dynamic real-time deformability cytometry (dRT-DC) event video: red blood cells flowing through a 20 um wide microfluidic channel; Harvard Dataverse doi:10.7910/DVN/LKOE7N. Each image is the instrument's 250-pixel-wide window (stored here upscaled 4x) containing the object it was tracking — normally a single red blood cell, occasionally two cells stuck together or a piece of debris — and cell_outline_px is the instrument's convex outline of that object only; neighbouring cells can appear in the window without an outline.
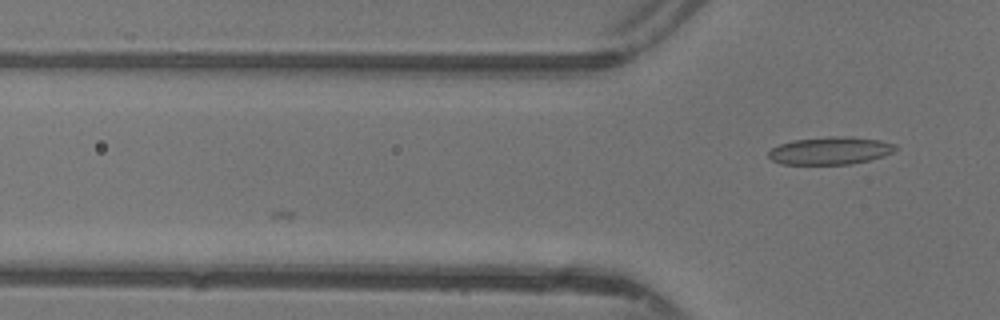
{"species": "common noctule bat (a hibernating species)", "species_latin": "Nyctalus noctula", "temperature_condition": "warm", "stored_images_in_passage": 15, "camera_frame_rate_fps": 3000, "um_per_image_px": 0.085, "animal": {"sex": "female"}, "frame": {"image": 1, "passage_image": 15, "time_ms": 4.667, "image_size_px": [1000, 320], "cell_outline_px": [[900, 148], [884, 156], [852, 164], [780, 164], [772, 160], [768, 156], [768, 152], [772, 148], [780, 144], [792, 140], [828, 136], [852, 136], [880, 140], [896, 144]], "centroid_in_image_um": [70.6, 12.79], "position_along_channel_um": 55.2, "area_um2": 20.69}}